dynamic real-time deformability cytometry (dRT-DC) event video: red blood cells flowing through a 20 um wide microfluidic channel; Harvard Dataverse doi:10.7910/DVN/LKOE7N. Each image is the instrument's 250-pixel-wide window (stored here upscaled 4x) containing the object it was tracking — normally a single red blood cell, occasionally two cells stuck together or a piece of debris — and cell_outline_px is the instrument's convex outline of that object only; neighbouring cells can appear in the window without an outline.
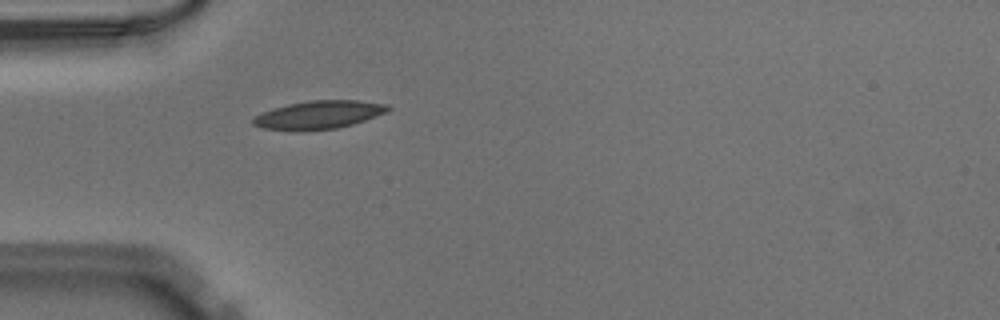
{"species": "Egyptian fruit bat (a non-hibernating species)", "species_latin": "Rousettus aegyptiacus", "temperature_condition": "warm", "stored_images_in_passage": 36, "camera_frame_rate_fps": 3000, "um_per_image_px": 0.085, "animal": {"sex": "male"}, "frame": {"image": 1, "passage_image": 1, "time_ms": 0.0, "image_size_px": [1000, 320], "cell_outline_px": [[392, 108], [388, 112], [352, 124], [336, 128], [300, 132], [264, 128], [252, 124], [252, 116], [288, 104], [308, 100], [356, 100], [388, 104]], "centroid_in_image_um": [27.1, 9.76], "position_along_channel_um": 57.9, "area_um2": 22.31}}
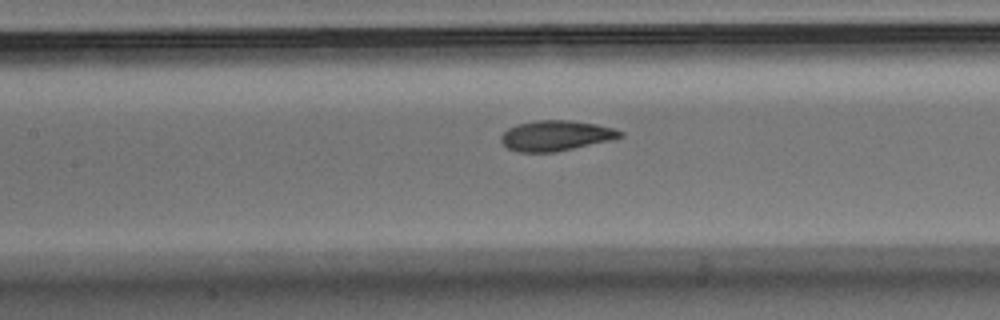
{"frame": {"image": 2, "passage_image": 9, "time_ms": 2.667, "image_size_px": [1000, 320], "cell_outline_px": [[624, 136], [612, 140], [556, 152], [516, 152], [508, 148], [500, 140], [500, 136], [508, 128], [516, 124], [536, 120], [568, 120], [596, 124], [616, 128], [624, 132]], "centroid_in_image_um": [47.27, 11.53], "position_along_channel_um": 160.1, "area_um2": 21.27}}
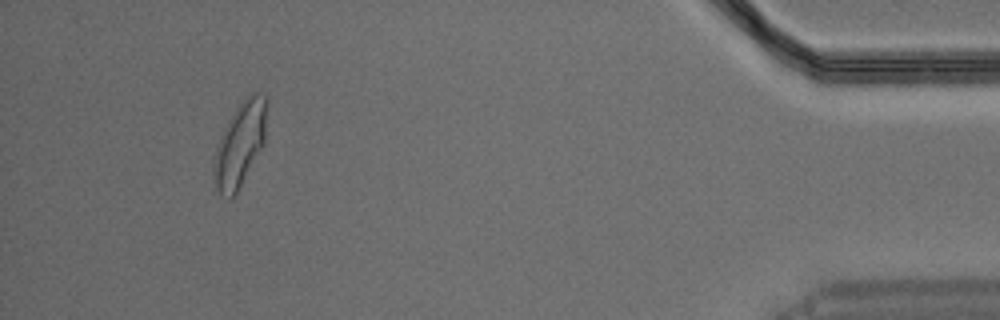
{"frame": {"image": 3, "passage_image": 33, "time_ms": 10.667, "image_size_px": [1000, 320], "cell_outline_px": [[268, 108], [264, 144], [232, 200], [228, 200], [220, 196], [216, 188], [212, 172], [212, 156], [216, 144], [228, 120], [240, 100], [244, 96], [252, 92], [256, 92], [268, 96]], "centroid_in_image_um": [20.38, 12.23], "position_along_channel_um": 414.8, "area_um2": 26.99}}